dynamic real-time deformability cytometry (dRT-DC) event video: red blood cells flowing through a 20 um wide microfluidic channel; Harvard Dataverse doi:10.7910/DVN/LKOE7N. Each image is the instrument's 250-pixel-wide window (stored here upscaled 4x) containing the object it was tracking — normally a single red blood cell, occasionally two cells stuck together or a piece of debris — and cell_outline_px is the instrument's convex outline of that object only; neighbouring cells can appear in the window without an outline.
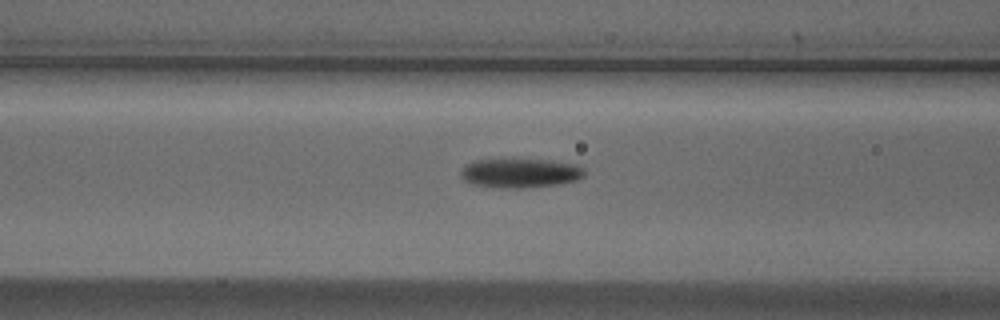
{"species": "Egyptian fruit bat (a non-hibernating species)", "species_latin": "Rousettus aegyptiacus", "temperature_condition": "cold", "stored_images_in_passage": 7, "camera_frame_rate_fps": 3000, "um_per_image_px": 0.085, "animal": {"sex": "male"}, "frame": {"image": 1, "passage_image": 5, "time_ms": 1.333, "image_size_px": [1000, 320], "cell_outline_px": [[584, 176], [576, 180], [560, 184], [524, 188], [504, 188], [472, 184], [464, 180], [460, 176], [460, 168], [464, 164], [476, 160], [548, 160], [580, 164], [584, 168]], "centroid_in_image_um": [44.22, 14.71], "position_along_channel_um": 122.4, "area_um2": 21.21}}